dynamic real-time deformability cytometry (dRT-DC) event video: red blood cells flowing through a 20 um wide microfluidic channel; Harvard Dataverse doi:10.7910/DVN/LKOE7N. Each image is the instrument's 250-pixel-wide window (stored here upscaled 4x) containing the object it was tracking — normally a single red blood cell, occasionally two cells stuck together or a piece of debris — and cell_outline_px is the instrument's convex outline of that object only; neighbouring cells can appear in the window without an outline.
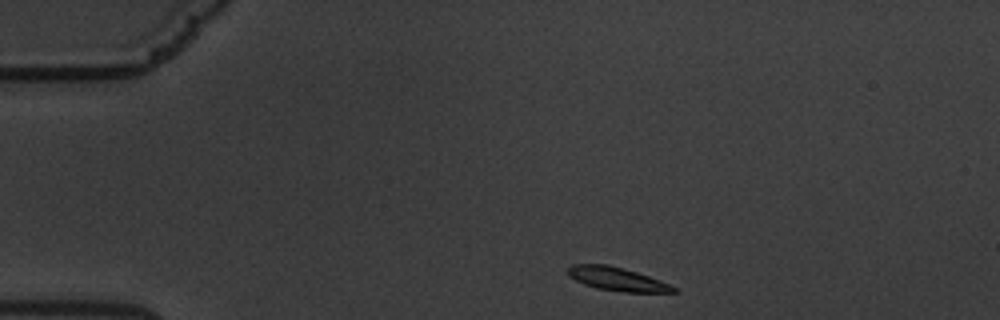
{"species": "common noctule bat (a hibernating species)", "species_latin": "Nyctalus noctula", "temperature_condition": "warm", "stored_images_in_passage": 50, "camera_frame_rate_fps": 3000, "um_per_image_px": 0.085, "animal": {"sex": "male", "body_mass_g": 19.5, "forearm_length_mm": 54.6}, "frame": {"image": 1, "passage_image": 1, "time_ms": 0.0, "image_size_px": [1000, 320], "cell_outline_px": [[680, 292], [624, 292], [596, 288], [584, 284], [568, 276], [568, 268], [572, 264], [608, 264], [636, 272], [648, 276], [668, 284], [676, 288]], "centroid_in_image_um": [52.42, 23.71], "position_along_channel_um": 32.6, "area_um2": 14.28}}
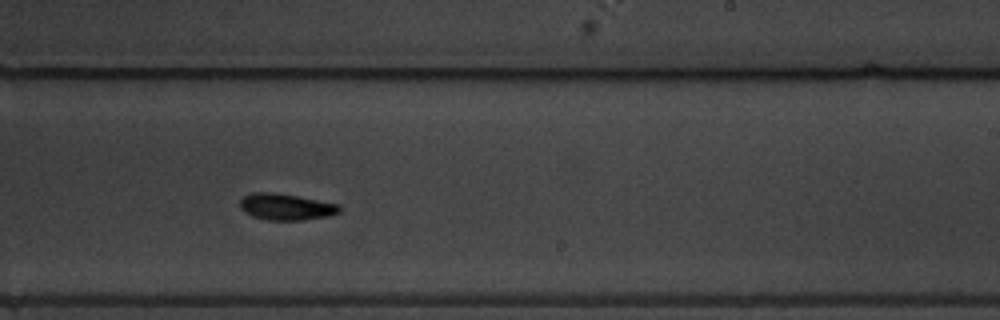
{"frame": {"image": 2, "passage_image": 27, "time_ms": 8.667, "image_size_px": [1000, 320], "cell_outline_px": [[340, 212], [328, 216], [300, 220], [268, 220], [252, 216], [240, 208], [240, 200], [244, 196], [252, 192], [268, 192], [296, 196], [340, 204]], "centroid_in_image_um": [24.3, 17.58], "position_along_channel_um": 264.7, "area_um2": 15.14}}
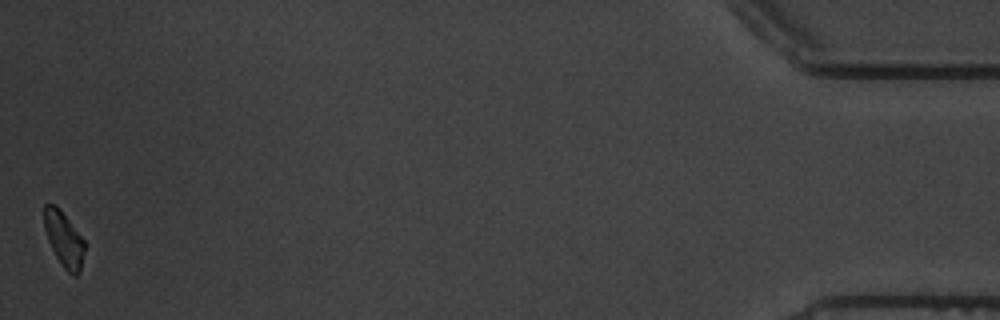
{"frame": {"image": 3, "passage_image": 50, "time_ms": 16.333, "image_size_px": [1000, 320], "cell_outline_px": [[84, 252], [80, 272], [76, 276], [72, 276], [64, 268], [56, 256], [48, 240], [44, 228], [44, 204], [56, 204], [60, 208], [84, 240]], "centroid_in_image_um": [5.43, 20.32], "position_along_channel_um": 429.8, "area_um2": 12.95}, "authors_computed_cell_mechanics": {"area_um2": 14.5945, "velocity_mm_per_s": 3.323, "shape_relaxation_time_tau1_ms": 5.7582, "shape_relaxation_time_tau2_ms": null, "deformation_change_tau1": 0.2276, "deformation_change_tau2": null}}